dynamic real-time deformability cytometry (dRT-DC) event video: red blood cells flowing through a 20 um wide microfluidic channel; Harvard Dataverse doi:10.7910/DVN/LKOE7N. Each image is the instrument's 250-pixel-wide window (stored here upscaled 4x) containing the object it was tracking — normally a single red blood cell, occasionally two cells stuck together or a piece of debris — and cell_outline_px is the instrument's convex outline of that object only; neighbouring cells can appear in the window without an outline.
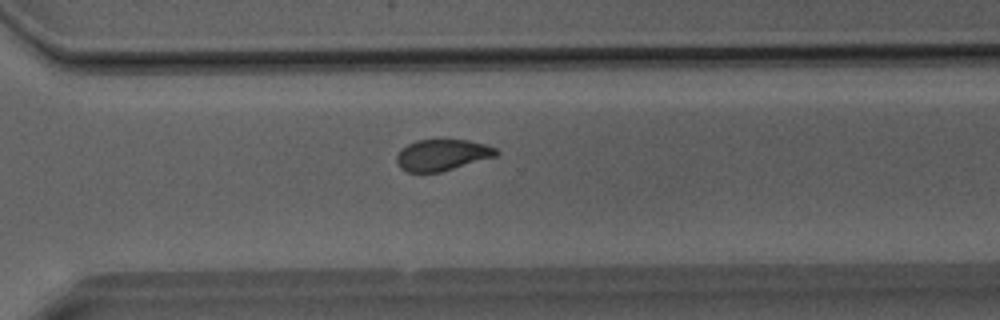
{"species": "Egyptian fruit bat (a non-hibernating species)", "species_latin": "Rousettus aegyptiacus", "temperature_condition": "room temperature", "stored_images_in_passage": 28, "camera_frame_rate_fps": 3000, "um_per_image_px": 0.085, "animal": {"sex": "male"}, "frame": {"image": 1, "passage_image": 17, "time_ms": 5.333, "image_size_px": [1000, 320], "cell_outline_px": [[500, 152], [496, 156], [440, 172], [408, 172], [400, 168], [396, 160], [396, 156], [400, 148], [416, 140], [468, 140], [484, 144], [496, 148]], "centroid_in_image_um": [37.56, 13.17], "position_along_channel_um": 333.0, "area_um2": 18.09}}
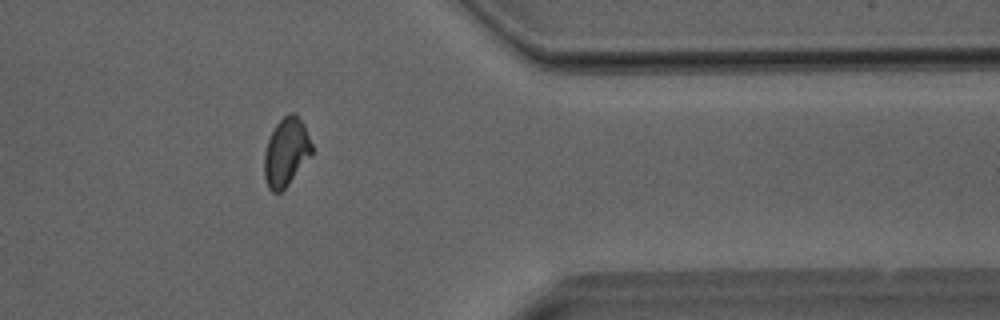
{"frame": {"image": 2, "passage_image": 21, "time_ms": 6.667, "image_size_px": [1000, 320], "cell_outline_px": [[312, 156], [288, 184], [280, 192], [272, 192], [268, 188], [264, 176], [264, 152], [268, 140], [276, 124], [288, 112], [296, 112], [304, 124], [312, 144]], "centroid_in_image_um": [24.33, 12.91], "position_along_channel_um": 387.1, "area_um2": 19.07}}
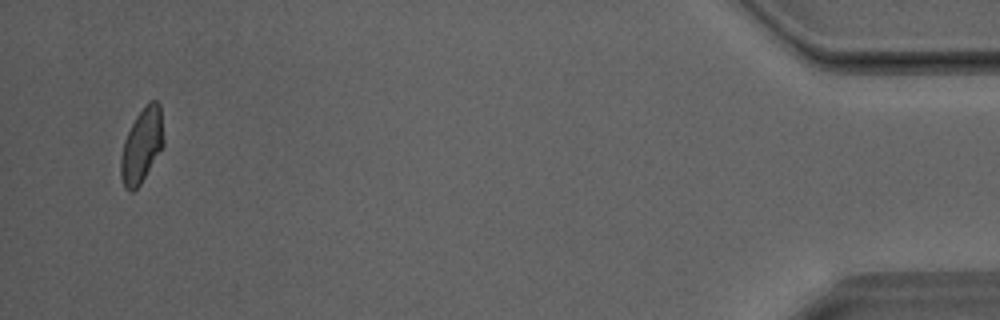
{"frame": {"image": 3, "passage_image": 27, "time_ms": 8.667, "image_size_px": [1000, 320], "cell_outline_px": [[164, 144], [140, 184], [132, 192], [128, 192], [124, 188], [120, 176], [120, 160], [124, 140], [136, 116], [148, 100], [156, 100], [160, 104], [164, 136]], "centroid_in_image_um": [12.04, 12.35], "position_along_channel_um": 423.2, "area_um2": 18.61}}